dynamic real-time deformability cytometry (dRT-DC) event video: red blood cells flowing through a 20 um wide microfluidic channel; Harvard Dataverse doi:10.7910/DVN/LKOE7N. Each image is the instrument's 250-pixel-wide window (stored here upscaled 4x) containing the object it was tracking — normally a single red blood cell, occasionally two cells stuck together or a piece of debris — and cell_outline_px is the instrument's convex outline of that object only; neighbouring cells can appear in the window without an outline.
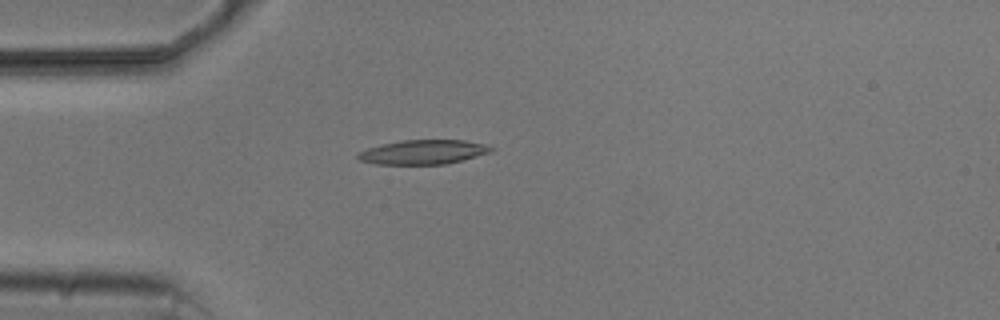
{"species": "common noctule bat (a hibernating species)", "species_latin": "Nyctalus noctula", "temperature_condition": "cold", "stored_images_in_passage": 4, "camera_frame_rate_fps": 3000, "um_per_image_px": 0.085, "animal": {"sex": "male", "body_mass_g": 20.5, "forearm_length_mm": 52.5}, "frame": {"image": 1, "passage_image": 4, "time_ms": 3.333, "image_size_px": [1000, 320], "cell_outline_px": [[496, 148], [488, 152], [460, 160], [444, 164], [376, 164], [360, 160], [356, 156], [356, 152], [368, 148], [400, 140], [464, 140], [488, 144]], "centroid_in_image_um": [35.95, 12.91], "position_along_channel_um": 49.1, "area_um2": 18.73}}